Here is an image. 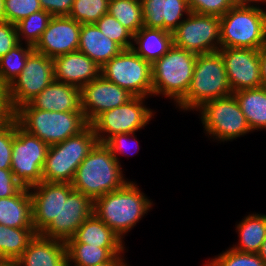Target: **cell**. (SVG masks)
Returning a JSON list of instances; mask_svg holds the SVG:
<instances>
[{
	"label": "cell",
	"instance_id": "1",
	"mask_svg": "<svg viewBox=\"0 0 266 266\" xmlns=\"http://www.w3.org/2000/svg\"><path fill=\"white\" fill-rule=\"evenodd\" d=\"M152 205L138 186L128 181L120 189L94 199L93 214L123 240V236L135 227Z\"/></svg>",
	"mask_w": 266,
	"mask_h": 266
},
{
	"label": "cell",
	"instance_id": "2",
	"mask_svg": "<svg viewBox=\"0 0 266 266\" xmlns=\"http://www.w3.org/2000/svg\"><path fill=\"white\" fill-rule=\"evenodd\" d=\"M120 167L111 150L104 143H97L77 168L71 185L94 200L128 182Z\"/></svg>",
	"mask_w": 266,
	"mask_h": 266
},
{
	"label": "cell",
	"instance_id": "3",
	"mask_svg": "<svg viewBox=\"0 0 266 266\" xmlns=\"http://www.w3.org/2000/svg\"><path fill=\"white\" fill-rule=\"evenodd\" d=\"M232 95L225 65L219 51L197 55L187 94L176 106L196 110L205 102Z\"/></svg>",
	"mask_w": 266,
	"mask_h": 266
},
{
	"label": "cell",
	"instance_id": "4",
	"mask_svg": "<svg viewBox=\"0 0 266 266\" xmlns=\"http://www.w3.org/2000/svg\"><path fill=\"white\" fill-rule=\"evenodd\" d=\"M14 116L24 130L49 146L78 135L89 125L83 112L46 111L33 108L29 103L19 107Z\"/></svg>",
	"mask_w": 266,
	"mask_h": 266
},
{
	"label": "cell",
	"instance_id": "5",
	"mask_svg": "<svg viewBox=\"0 0 266 266\" xmlns=\"http://www.w3.org/2000/svg\"><path fill=\"white\" fill-rule=\"evenodd\" d=\"M266 43V11L257 6H233L220 17V48L258 50Z\"/></svg>",
	"mask_w": 266,
	"mask_h": 266
},
{
	"label": "cell",
	"instance_id": "6",
	"mask_svg": "<svg viewBox=\"0 0 266 266\" xmlns=\"http://www.w3.org/2000/svg\"><path fill=\"white\" fill-rule=\"evenodd\" d=\"M197 55L173 45L151 64L152 95L170 97L176 104L187 94Z\"/></svg>",
	"mask_w": 266,
	"mask_h": 266
},
{
	"label": "cell",
	"instance_id": "7",
	"mask_svg": "<svg viewBox=\"0 0 266 266\" xmlns=\"http://www.w3.org/2000/svg\"><path fill=\"white\" fill-rule=\"evenodd\" d=\"M97 143V137L89 124L78 135L50 145L42 171L43 181L71 183L77 168Z\"/></svg>",
	"mask_w": 266,
	"mask_h": 266
},
{
	"label": "cell",
	"instance_id": "8",
	"mask_svg": "<svg viewBox=\"0 0 266 266\" xmlns=\"http://www.w3.org/2000/svg\"><path fill=\"white\" fill-rule=\"evenodd\" d=\"M48 149V144L24 130L15 117L11 171L23 187L29 188L43 181L42 171Z\"/></svg>",
	"mask_w": 266,
	"mask_h": 266
},
{
	"label": "cell",
	"instance_id": "9",
	"mask_svg": "<svg viewBox=\"0 0 266 266\" xmlns=\"http://www.w3.org/2000/svg\"><path fill=\"white\" fill-rule=\"evenodd\" d=\"M100 75L134 96H152L151 63L132 49L122 50L100 68Z\"/></svg>",
	"mask_w": 266,
	"mask_h": 266
},
{
	"label": "cell",
	"instance_id": "10",
	"mask_svg": "<svg viewBox=\"0 0 266 266\" xmlns=\"http://www.w3.org/2000/svg\"><path fill=\"white\" fill-rule=\"evenodd\" d=\"M197 110L202 115L204 131L218 141L227 142L251 131L233 94L207 101Z\"/></svg>",
	"mask_w": 266,
	"mask_h": 266
},
{
	"label": "cell",
	"instance_id": "11",
	"mask_svg": "<svg viewBox=\"0 0 266 266\" xmlns=\"http://www.w3.org/2000/svg\"><path fill=\"white\" fill-rule=\"evenodd\" d=\"M144 99L145 97L134 96L125 104L101 113L90 124L98 143L105 144L114 135L134 133L149 124L154 114L152 109L143 104Z\"/></svg>",
	"mask_w": 266,
	"mask_h": 266
},
{
	"label": "cell",
	"instance_id": "12",
	"mask_svg": "<svg viewBox=\"0 0 266 266\" xmlns=\"http://www.w3.org/2000/svg\"><path fill=\"white\" fill-rule=\"evenodd\" d=\"M186 17L172 32L173 44L196 55L218 51L220 17L195 12Z\"/></svg>",
	"mask_w": 266,
	"mask_h": 266
},
{
	"label": "cell",
	"instance_id": "13",
	"mask_svg": "<svg viewBox=\"0 0 266 266\" xmlns=\"http://www.w3.org/2000/svg\"><path fill=\"white\" fill-rule=\"evenodd\" d=\"M55 80L53 60L33 51L28 57L21 74L8 87L12 110L29 103Z\"/></svg>",
	"mask_w": 266,
	"mask_h": 266
},
{
	"label": "cell",
	"instance_id": "14",
	"mask_svg": "<svg viewBox=\"0 0 266 266\" xmlns=\"http://www.w3.org/2000/svg\"><path fill=\"white\" fill-rule=\"evenodd\" d=\"M232 93L262 86L260 57L256 49L220 48Z\"/></svg>",
	"mask_w": 266,
	"mask_h": 266
},
{
	"label": "cell",
	"instance_id": "15",
	"mask_svg": "<svg viewBox=\"0 0 266 266\" xmlns=\"http://www.w3.org/2000/svg\"><path fill=\"white\" fill-rule=\"evenodd\" d=\"M133 97L128 90L108 81L102 75L80 89L81 109L88 124L101 113L119 107Z\"/></svg>",
	"mask_w": 266,
	"mask_h": 266
},
{
	"label": "cell",
	"instance_id": "16",
	"mask_svg": "<svg viewBox=\"0 0 266 266\" xmlns=\"http://www.w3.org/2000/svg\"><path fill=\"white\" fill-rule=\"evenodd\" d=\"M92 214L93 200L73 190L61 203L58 217L54 218L41 235L66 242Z\"/></svg>",
	"mask_w": 266,
	"mask_h": 266
},
{
	"label": "cell",
	"instance_id": "17",
	"mask_svg": "<svg viewBox=\"0 0 266 266\" xmlns=\"http://www.w3.org/2000/svg\"><path fill=\"white\" fill-rule=\"evenodd\" d=\"M73 190L71 183L45 181L29 187L33 228L37 234H41L58 217L61 203Z\"/></svg>",
	"mask_w": 266,
	"mask_h": 266
},
{
	"label": "cell",
	"instance_id": "18",
	"mask_svg": "<svg viewBox=\"0 0 266 266\" xmlns=\"http://www.w3.org/2000/svg\"><path fill=\"white\" fill-rule=\"evenodd\" d=\"M81 25L69 16H52L34 51L51 59L78 51Z\"/></svg>",
	"mask_w": 266,
	"mask_h": 266
},
{
	"label": "cell",
	"instance_id": "19",
	"mask_svg": "<svg viewBox=\"0 0 266 266\" xmlns=\"http://www.w3.org/2000/svg\"><path fill=\"white\" fill-rule=\"evenodd\" d=\"M53 60L56 81L81 89L100 75V66L82 52L75 51Z\"/></svg>",
	"mask_w": 266,
	"mask_h": 266
},
{
	"label": "cell",
	"instance_id": "20",
	"mask_svg": "<svg viewBox=\"0 0 266 266\" xmlns=\"http://www.w3.org/2000/svg\"><path fill=\"white\" fill-rule=\"evenodd\" d=\"M144 27L173 32L191 11L187 0H141Z\"/></svg>",
	"mask_w": 266,
	"mask_h": 266
},
{
	"label": "cell",
	"instance_id": "21",
	"mask_svg": "<svg viewBox=\"0 0 266 266\" xmlns=\"http://www.w3.org/2000/svg\"><path fill=\"white\" fill-rule=\"evenodd\" d=\"M66 262L67 250L64 241L36 234L15 264L16 266H63Z\"/></svg>",
	"mask_w": 266,
	"mask_h": 266
},
{
	"label": "cell",
	"instance_id": "22",
	"mask_svg": "<svg viewBox=\"0 0 266 266\" xmlns=\"http://www.w3.org/2000/svg\"><path fill=\"white\" fill-rule=\"evenodd\" d=\"M29 104L33 108L54 112H83L80 89L54 80Z\"/></svg>",
	"mask_w": 266,
	"mask_h": 266
},
{
	"label": "cell",
	"instance_id": "23",
	"mask_svg": "<svg viewBox=\"0 0 266 266\" xmlns=\"http://www.w3.org/2000/svg\"><path fill=\"white\" fill-rule=\"evenodd\" d=\"M123 49L109 37L105 36L95 24H82L78 51L87 55L102 67L117 56Z\"/></svg>",
	"mask_w": 266,
	"mask_h": 266
},
{
	"label": "cell",
	"instance_id": "24",
	"mask_svg": "<svg viewBox=\"0 0 266 266\" xmlns=\"http://www.w3.org/2000/svg\"><path fill=\"white\" fill-rule=\"evenodd\" d=\"M131 49L151 64L165 55L173 44V35L164 29L142 27L133 35Z\"/></svg>",
	"mask_w": 266,
	"mask_h": 266
},
{
	"label": "cell",
	"instance_id": "25",
	"mask_svg": "<svg viewBox=\"0 0 266 266\" xmlns=\"http://www.w3.org/2000/svg\"><path fill=\"white\" fill-rule=\"evenodd\" d=\"M0 224L12 228H33L29 188L23 187L12 197L0 198Z\"/></svg>",
	"mask_w": 266,
	"mask_h": 266
},
{
	"label": "cell",
	"instance_id": "26",
	"mask_svg": "<svg viewBox=\"0 0 266 266\" xmlns=\"http://www.w3.org/2000/svg\"><path fill=\"white\" fill-rule=\"evenodd\" d=\"M123 242L120 236L92 214L65 243H86L101 248H125Z\"/></svg>",
	"mask_w": 266,
	"mask_h": 266
},
{
	"label": "cell",
	"instance_id": "27",
	"mask_svg": "<svg viewBox=\"0 0 266 266\" xmlns=\"http://www.w3.org/2000/svg\"><path fill=\"white\" fill-rule=\"evenodd\" d=\"M251 129H266V87L243 89L232 93Z\"/></svg>",
	"mask_w": 266,
	"mask_h": 266
},
{
	"label": "cell",
	"instance_id": "28",
	"mask_svg": "<svg viewBox=\"0 0 266 266\" xmlns=\"http://www.w3.org/2000/svg\"><path fill=\"white\" fill-rule=\"evenodd\" d=\"M236 228L240 242L232 248L239 252L258 254L266 238V215L257 213L248 215Z\"/></svg>",
	"mask_w": 266,
	"mask_h": 266
},
{
	"label": "cell",
	"instance_id": "29",
	"mask_svg": "<svg viewBox=\"0 0 266 266\" xmlns=\"http://www.w3.org/2000/svg\"><path fill=\"white\" fill-rule=\"evenodd\" d=\"M67 261L74 266H94L110 261L114 256H122L124 248H101L86 243H65Z\"/></svg>",
	"mask_w": 266,
	"mask_h": 266
},
{
	"label": "cell",
	"instance_id": "30",
	"mask_svg": "<svg viewBox=\"0 0 266 266\" xmlns=\"http://www.w3.org/2000/svg\"><path fill=\"white\" fill-rule=\"evenodd\" d=\"M36 234L34 228H12L0 224V259L15 262Z\"/></svg>",
	"mask_w": 266,
	"mask_h": 266
},
{
	"label": "cell",
	"instance_id": "31",
	"mask_svg": "<svg viewBox=\"0 0 266 266\" xmlns=\"http://www.w3.org/2000/svg\"><path fill=\"white\" fill-rule=\"evenodd\" d=\"M108 13L133 35L144 26L141 0H109Z\"/></svg>",
	"mask_w": 266,
	"mask_h": 266
},
{
	"label": "cell",
	"instance_id": "32",
	"mask_svg": "<svg viewBox=\"0 0 266 266\" xmlns=\"http://www.w3.org/2000/svg\"><path fill=\"white\" fill-rule=\"evenodd\" d=\"M19 43L0 58V78L9 87L24 69L27 57L34 51L33 46Z\"/></svg>",
	"mask_w": 266,
	"mask_h": 266
},
{
	"label": "cell",
	"instance_id": "33",
	"mask_svg": "<svg viewBox=\"0 0 266 266\" xmlns=\"http://www.w3.org/2000/svg\"><path fill=\"white\" fill-rule=\"evenodd\" d=\"M51 18L52 15L50 13L40 10L22 19L16 24L19 42L25 40V44L34 47L46 30Z\"/></svg>",
	"mask_w": 266,
	"mask_h": 266
},
{
	"label": "cell",
	"instance_id": "34",
	"mask_svg": "<svg viewBox=\"0 0 266 266\" xmlns=\"http://www.w3.org/2000/svg\"><path fill=\"white\" fill-rule=\"evenodd\" d=\"M109 0H74L69 17L81 24H95L108 13Z\"/></svg>",
	"mask_w": 266,
	"mask_h": 266
},
{
	"label": "cell",
	"instance_id": "35",
	"mask_svg": "<svg viewBox=\"0 0 266 266\" xmlns=\"http://www.w3.org/2000/svg\"><path fill=\"white\" fill-rule=\"evenodd\" d=\"M95 25L105 36L115 41L123 50L131 49L133 34L109 13L102 16Z\"/></svg>",
	"mask_w": 266,
	"mask_h": 266
},
{
	"label": "cell",
	"instance_id": "36",
	"mask_svg": "<svg viewBox=\"0 0 266 266\" xmlns=\"http://www.w3.org/2000/svg\"><path fill=\"white\" fill-rule=\"evenodd\" d=\"M207 262L205 266H266L259 254L239 252L233 248Z\"/></svg>",
	"mask_w": 266,
	"mask_h": 266
},
{
	"label": "cell",
	"instance_id": "37",
	"mask_svg": "<svg viewBox=\"0 0 266 266\" xmlns=\"http://www.w3.org/2000/svg\"><path fill=\"white\" fill-rule=\"evenodd\" d=\"M40 10L39 0H4L5 21L14 25Z\"/></svg>",
	"mask_w": 266,
	"mask_h": 266
},
{
	"label": "cell",
	"instance_id": "38",
	"mask_svg": "<svg viewBox=\"0 0 266 266\" xmlns=\"http://www.w3.org/2000/svg\"><path fill=\"white\" fill-rule=\"evenodd\" d=\"M15 116L0 124V169L11 170Z\"/></svg>",
	"mask_w": 266,
	"mask_h": 266
},
{
	"label": "cell",
	"instance_id": "39",
	"mask_svg": "<svg viewBox=\"0 0 266 266\" xmlns=\"http://www.w3.org/2000/svg\"><path fill=\"white\" fill-rule=\"evenodd\" d=\"M191 12L223 16L233 7L230 0H187Z\"/></svg>",
	"mask_w": 266,
	"mask_h": 266
},
{
	"label": "cell",
	"instance_id": "40",
	"mask_svg": "<svg viewBox=\"0 0 266 266\" xmlns=\"http://www.w3.org/2000/svg\"><path fill=\"white\" fill-rule=\"evenodd\" d=\"M19 43L16 25L7 21L0 22V58Z\"/></svg>",
	"mask_w": 266,
	"mask_h": 266
},
{
	"label": "cell",
	"instance_id": "41",
	"mask_svg": "<svg viewBox=\"0 0 266 266\" xmlns=\"http://www.w3.org/2000/svg\"><path fill=\"white\" fill-rule=\"evenodd\" d=\"M22 188L11 170L0 169V198L12 197Z\"/></svg>",
	"mask_w": 266,
	"mask_h": 266
},
{
	"label": "cell",
	"instance_id": "42",
	"mask_svg": "<svg viewBox=\"0 0 266 266\" xmlns=\"http://www.w3.org/2000/svg\"><path fill=\"white\" fill-rule=\"evenodd\" d=\"M44 11L52 16H69L74 0H39Z\"/></svg>",
	"mask_w": 266,
	"mask_h": 266
},
{
	"label": "cell",
	"instance_id": "43",
	"mask_svg": "<svg viewBox=\"0 0 266 266\" xmlns=\"http://www.w3.org/2000/svg\"><path fill=\"white\" fill-rule=\"evenodd\" d=\"M134 136V137H133ZM130 137L134 138V143L136 141V137H135V132L134 133H121V134H117V135H114L112 136L106 143L105 145L111 150V153L113 155V157L119 162V158L117 156V154H125V152L127 150L126 149V142H129L130 140ZM132 142V141H131ZM139 146V145H137ZM137 153V151H136ZM127 155V152L126 154Z\"/></svg>",
	"mask_w": 266,
	"mask_h": 266
},
{
	"label": "cell",
	"instance_id": "44",
	"mask_svg": "<svg viewBox=\"0 0 266 266\" xmlns=\"http://www.w3.org/2000/svg\"><path fill=\"white\" fill-rule=\"evenodd\" d=\"M0 111L7 117H13L12 110L8 97V86L0 78Z\"/></svg>",
	"mask_w": 266,
	"mask_h": 266
},
{
	"label": "cell",
	"instance_id": "45",
	"mask_svg": "<svg viewBox=\"0 0 266 266\" xmlns=\"http://www.w3.org/2000/svg\"><path fill=\"white\" fill-rule=\"evenodd\" d=\"M258 52L260 57V72H261L262 86L266 87V43L258 49Z\"/></svg>",
	"mask_w": 266,
	"mask_h": 266
},
{
	"label": "cell",
	"instance_id": "46",
	"mask_svg": "<svg viewBox=\"0 0 266 266\" xmlns=\"http://www.w3.org/2000/svg\"><path fill=\"white\" fill-rule=\"evenodd\" d=\"M122 256H114L110 261L94 266H127Z\"/></svg>",
	"mask_w": 266,
	"mask_h": 266
},
{
	"label": "cell",
	"instance_id": "47",
	"mask_svg": "<svg viewBox=\"0 0 266 266\" xmlns=\"http://www.w3.org/2000/svg\"><path fill=\"white\" fill-rule=\"evenodd\" d=\"M230 2L233 6H256L259 2L266 3V0H230Z\"/></svg>",
	"mask_w": 266,
	"mask_h": 266
},
{
	"label": "cell",
	"instance_id": "48",
	"mask_svg": "<svg viewBox=\"0 0 266 266\" xmlns=\"http://www.w3.org/2000/svg\"><path fill=\"white\" fill-rule=\"evenodd\" d=\"M258 254L260 258L266 263V238L263 241Z\"/></svg>",
	"mask_w": 266,
	"mask_h": 266
},
{
	"label": "cell",
	"instance_id": "49",
	"mask_svg": "<svg viewBox=\"0 0 266 266\" xmlns=\"http://www.w3.org/2000/svg\"><path fill=\"white\" fill-rule=\"evenodd\" d=\"M5 21L4 0H0V22Z\"/></svg>",
	"mask_w": 266,
	"mask_h": 266
},
{
	"label": "cell",
	"instance_id": "50",
	"mask_svg": "<svg viewBox=\"0 0 266 266\" xmlns=\"http://www.w3.org/2000/svg\"><path fill=\"white\" fill-rule=\"evenodd\" d=\"M0 266H16L15 262L10 260H1L0 259Z\"/></svg>",
	"mask_w": 266,
	"mask_h": 266
},
{
	"label": "cell",
	"instance_id": "51",
	"mask_svg": "<svg viewBox=\"0 0 266 266\" xmlns=\"http://www.w3.org/2000/svg\"><path fill=\"white\" fill-rule=\"evenodd\" d=\"M8 118L0 111V124L6 121Z\"/></svg>",
	"mask_w": 266,
	"mask_h": 266
},
{
	"label": "cell",
	"instance_id": "52",
	"mask_svg": "<svg viewBox=\"0 0 266 266\" xmlns=\"http://www.w3.org/2000/svg\"><path fill=\"white\" fill-rule=\"evenodd\" d=\"M73 263H69L68 261L63 266H74Z\"/></svg>",
	"mask_w": 266,
	"mask_h": 266
}]
</instances>
